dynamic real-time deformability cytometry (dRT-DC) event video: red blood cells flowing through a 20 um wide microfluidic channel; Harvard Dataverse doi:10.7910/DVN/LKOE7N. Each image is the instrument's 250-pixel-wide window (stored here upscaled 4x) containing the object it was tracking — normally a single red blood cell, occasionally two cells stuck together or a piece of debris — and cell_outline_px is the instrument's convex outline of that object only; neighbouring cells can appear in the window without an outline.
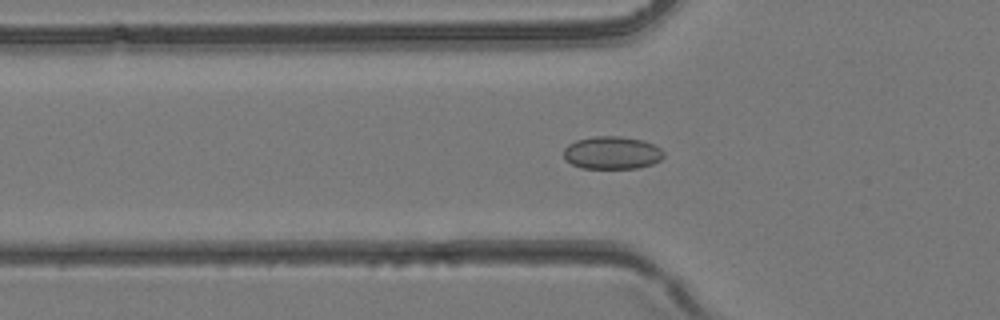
{"species": "common noctule bat (a hibernating species)", "species_latin": "Nyctalus noctula", "temperature_condition": "room temperature", "stored_images_in_passage": 41, "camera_frame_rate_fps": 3000, "um_per_image_px": 0.085, "animal": {"sex": "female", "body_mass_g": 24.6, "forearm_length_mm": 56.2}, "frame": {"image": 1, "passage_image": 13, "time_ms": 4.0, "image_size_px": [1000, 320], "cell_outline_px": [[664, 156], [660, 160], [652, 164], [636, 168], [580, 168], [564, 160], [564, 148], [568, 144], [576, 140], [592, 136], [620, 136], [644, 140], [660, 148], [664, 152]], "centroid_in_image_um": [52.0, 12.98], "position_along_channel_um": 73.8, "area_um2": 19.25}}
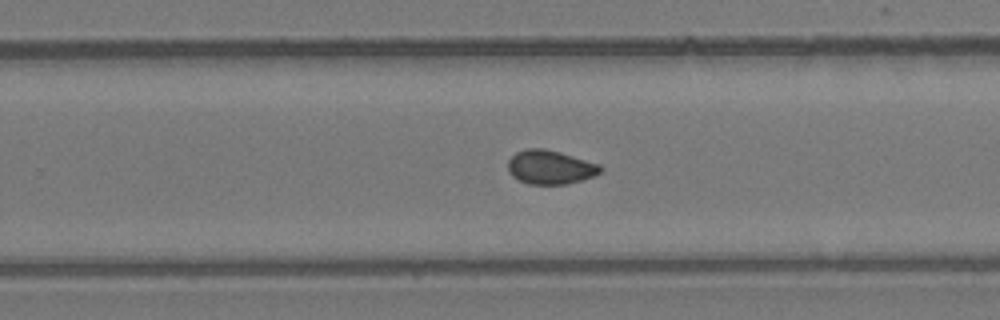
{"frame": {"image": 2, "passage_image": 26, "time_ms": 8.333, "image_size_px": [1000, 320], "cell_outline_px": [[604, 168], [596, 176], [564, 184], [528, 184], [512, 176], [508, 172], [508, 160], [516, 152], [528, 148], [544, 148], [560, 152], [600, 164]], "centroid_in_image_um": [46.78, 14.2], "position_along_channel_um": 283.0, "area_um2": 18.32}}
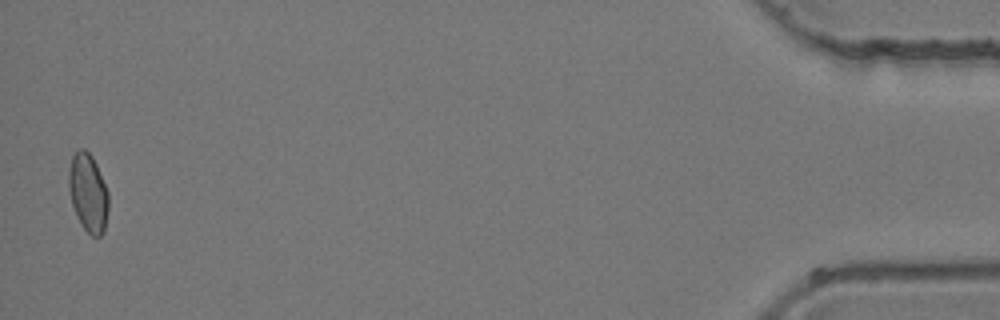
{"frame": {"image": 3, "passage_image": 41, "time_ms": 13.333, "image_size_px": [1000, 320], "cell_outline_px": [[108, 208], [104, 232], [100, 236], [92, 236], [80, 224], [76, 216], [72, 204], [68, 188], [68, 172], [72, 156], [76, 148], [84, 148], [92, 156], [96, 164], [108, 192]], "centroid_in_image_um": [7.47, 16.37], "position_along_channel_um": 427.7, "area_um2": 18.26}}